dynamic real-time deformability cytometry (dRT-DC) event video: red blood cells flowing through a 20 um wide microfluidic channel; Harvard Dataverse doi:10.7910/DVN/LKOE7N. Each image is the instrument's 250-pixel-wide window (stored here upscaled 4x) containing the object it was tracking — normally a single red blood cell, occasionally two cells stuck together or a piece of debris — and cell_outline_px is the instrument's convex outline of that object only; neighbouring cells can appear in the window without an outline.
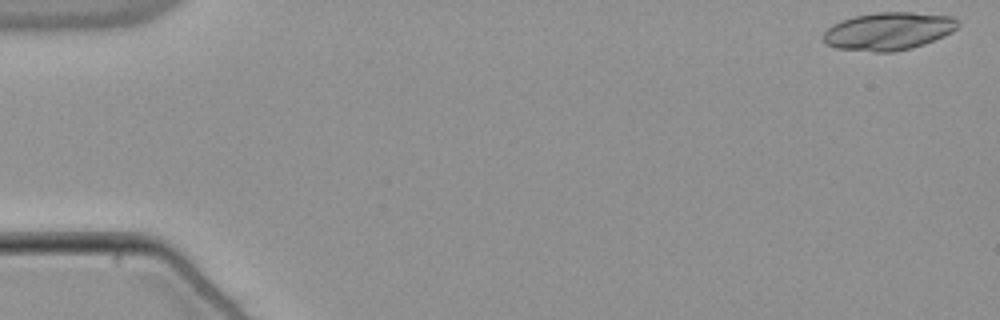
{"species": "common noctule bat (a hibernating species)", "species_latin": "Nyctalus noctula", "temperature_condition": "warm", "stored_images_in_passage": 19, "camera_frame_rate_fps": 3000, "um_per_image_px": 0.085, "animal": {"sex": "male", "body_mass_g": 21.5, "forearm_length_mm": 52.0}, "frame": {"image": 1, "passage_image": 1, "time_ms": 0.0, "image_size_px": [1000, 320], "cell_outline_px": [[960, 24], [952, 32], [944, 36], [924, 44], [912, 48], [892, 52], [876, 52], [836, 48], [828, 44], [824, 40], [824, 32], [832, 24], [856, 16], [876, 12], [912, 12], [952, 16]], "centroid_in_image_um": [75.55, 2.65], "position_along_channel_um": 9.5, "area_um2": 29.48}}